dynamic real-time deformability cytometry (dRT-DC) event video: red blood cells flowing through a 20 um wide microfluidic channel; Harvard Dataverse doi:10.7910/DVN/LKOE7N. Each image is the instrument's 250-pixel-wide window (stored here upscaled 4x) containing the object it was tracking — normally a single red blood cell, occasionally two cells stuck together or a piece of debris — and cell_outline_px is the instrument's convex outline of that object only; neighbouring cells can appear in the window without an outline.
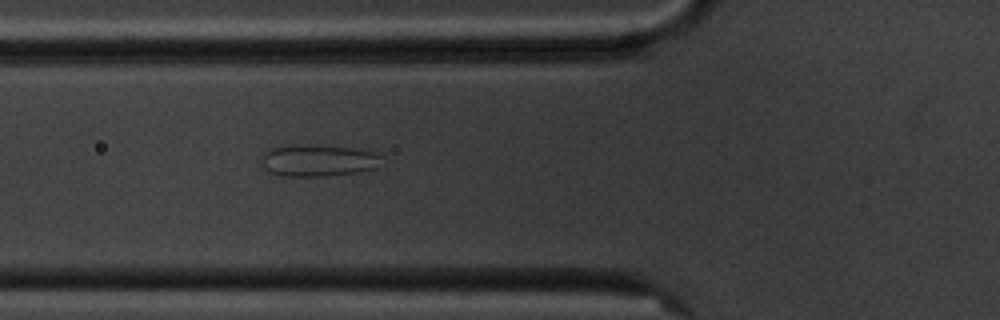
{"species": "common noctule bat (a hibernating species)", "species_latin": "Nyctalus noctula", "temperature_condition": "cold", "stored_images_in_passage": 5, "camera_frame_rate_fps": 3000, "um_per_image_px": 0.085, "animal": {"sex": "male", "body_mass_g": 20.1, "forearm_length_mm": 53.5}, "frame": {"image": 1, "passage_image": 5, "time_ms": 5.333, "image_size_px": [1000, 320], "cell_outline_px": [[380, 156], [376, 168], [360, 172], [328, 176], [284, 176], [268, 172], [264, 168], [260, 156], [260, 152], [272, 148], [300, 144], [312, 144], [356, 148], [380, 152]], "centroid_in_image_um": [27.02, 13.63], "position_along_channel_um": 98.8, "area_um2": 22.77}}